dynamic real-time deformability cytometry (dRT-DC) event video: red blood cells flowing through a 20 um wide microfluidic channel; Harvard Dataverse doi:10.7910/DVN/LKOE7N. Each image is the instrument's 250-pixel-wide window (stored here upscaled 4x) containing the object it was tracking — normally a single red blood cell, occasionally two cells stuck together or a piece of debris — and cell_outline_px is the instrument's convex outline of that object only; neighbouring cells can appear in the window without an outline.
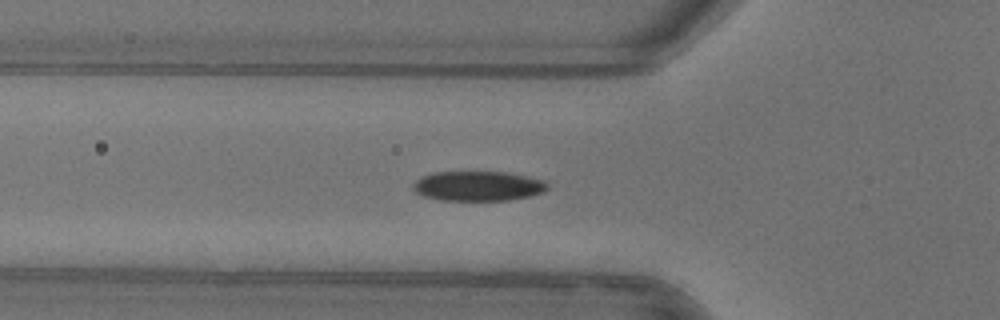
{"species": "common noctule bat (a hibernating species)", "species_latin": "Nyctalus noctula", "temperature_condition": "warm", "stored_images_in_passage": 12, "camera_frame_rate_fps": 3000, "um_per_image_px": 0.085, "animal": {"sex": "female"}, "frame": {"image": 1, "passage_image": 2, "time_ms": 0.333, "image_size_px": [1000, 320], "cell_outline_px": [[548, 188], [544, 192], [532, 196], [508, 200], [440, 200], [424, 196], [416, 192], [412, 188], [412, 184], [420, 176], [436, 172], [504, 172], [544, 180], [548, 184]], "centroid_in_image_um": [40.62, 15.81], "position_along_channel_um": 85.2, "area_um2": 23.35}}
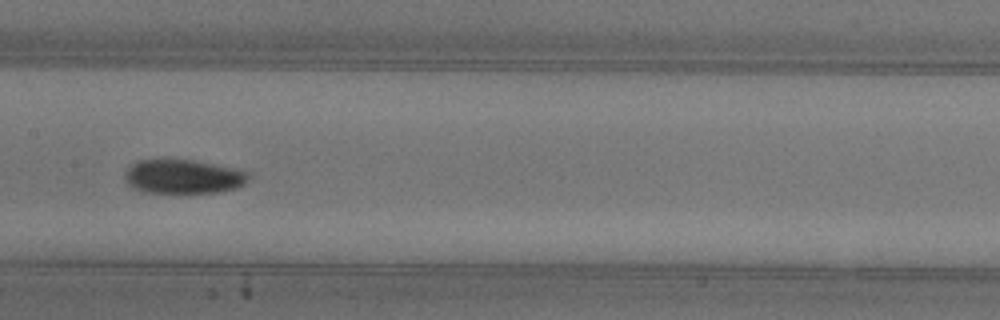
{"frame": {"image": 2, "passage_image": 10, "time_ms": 3.0, "image_size_px": [1000, 320], "cell_outline_px": [[248, 180], [244, 184], [236, 188], [220, 192], [144, 192], [132, 188], [124, 180], [124, 176], [128, 168], [136, 160], [164, 156], [192, 160], [240, 168], [248, 172]], "centroid_in_image_um": [15.54, 14.95], "position_along_channel_um": 191.9, "area_um2": 25.43}}